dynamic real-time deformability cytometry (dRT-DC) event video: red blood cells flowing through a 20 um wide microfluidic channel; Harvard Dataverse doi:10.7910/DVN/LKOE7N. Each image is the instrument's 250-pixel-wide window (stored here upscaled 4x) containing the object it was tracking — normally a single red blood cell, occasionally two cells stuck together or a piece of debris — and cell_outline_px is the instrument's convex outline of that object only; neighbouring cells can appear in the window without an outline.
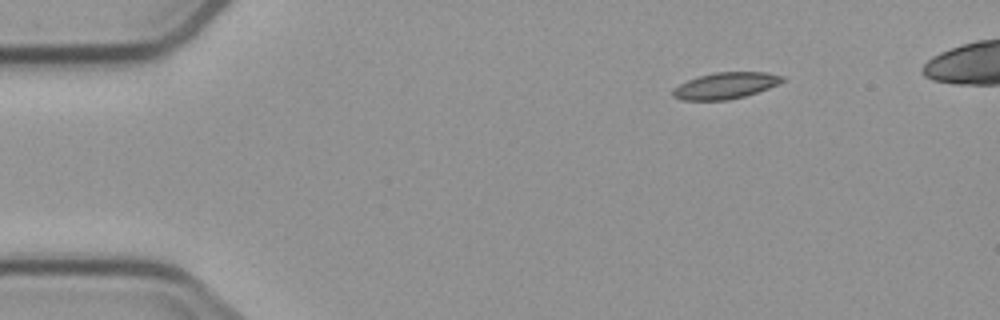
{"species": "common noctule bat (a hibernating species)", "species_latin": "Nyctalus noctula", "temperature_condition": "cold", "stored_images_in_passage": 3, "camera_frame_rate_fps": 3000, "um_per_image_px": 0.085, "animal": {"sex": "male", "body_mass_g": 23.1, "forearm_length_mm": 52.7}, "frame": {"image": 1, "passage_image": 1, "time_ms": 0.0, "image_size_px": [1000, 320], "cell_outline_px": [[784, 80], [768, 88], [744, 96], [728, 100], [680, 100], [672, 96], [672, 92], [680, 84], [688, 80], [712, 72], [768, 72], [784, 76]], "centroid_in_image_um": [61.66, 7.27], "position_along_channel_um": 23.3, "area_um2": 16.65}}